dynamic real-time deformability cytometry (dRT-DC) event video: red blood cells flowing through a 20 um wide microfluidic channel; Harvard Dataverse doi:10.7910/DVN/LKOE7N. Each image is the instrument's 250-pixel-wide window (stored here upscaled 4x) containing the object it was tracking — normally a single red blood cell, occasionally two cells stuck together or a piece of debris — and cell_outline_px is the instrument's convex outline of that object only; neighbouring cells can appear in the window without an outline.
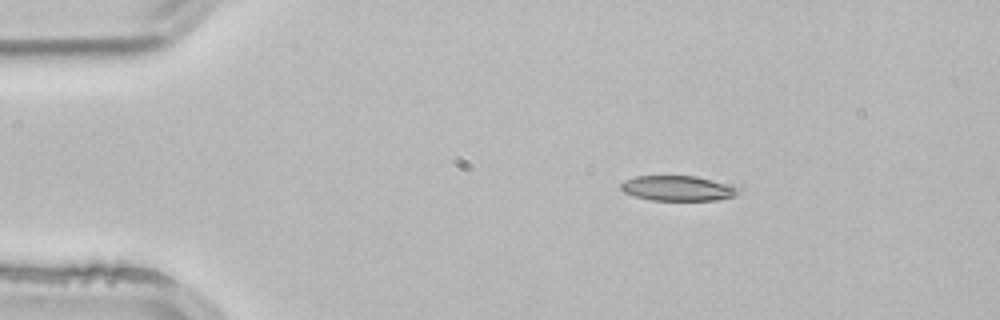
{"species": "common noctule bat (a hibernating species)", "species_latin": "Nyctalus noctula", "temperature_condition": "room temperature", "stored_images_in_passage": 44, "camera_frame_rate_fps": 3000, "um_per_image_px": 0.085, "animal": {"sex": "male", "body_mass_g": 21.5, "forearm_length_mm": 52.0}, "frame": {"image": 1, "passage_image": 1, "time_ms": 0.0, "image_size_px": [1000, 320], "cell_outline_px": [[740, 192], [736, 196], [716, 200], [652, 200], [636, 196], [624, 192], [620, 188], [620, 184], [624, 180], [636, 176], [696, 176], [740, 188]], "centroid_in_image_um": [57.6, 16.0], "position_along_channel_um": 27.4, "area_um2": 17.05}}
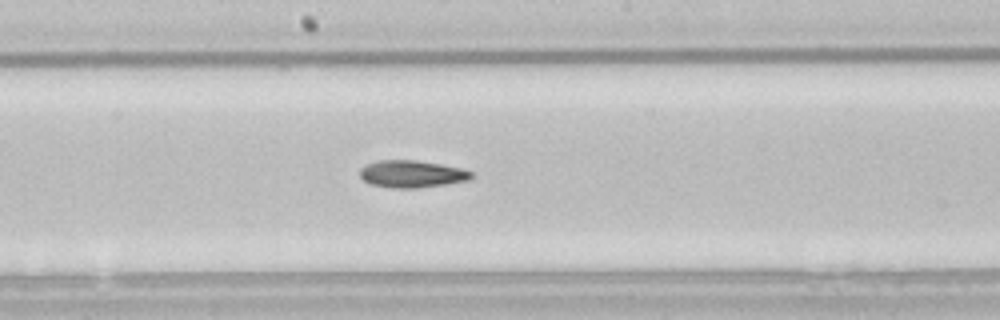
{"frame": {"image": 2, "passage_image": 20, "time_ms": 6.333, "image_size_px": [1000, 320], "cell_outline_px": [[472, 176], [468, 180], [448, 184], [420, 188], [392, 188], [372, 184], [364, 180], [360, 176], [360, 168], [368, 164], [380, 160], [416, 160], [440, 164], [460, 168], [472, 172]], "centroid_in_image_um": [35.01, 14.79], "position_along_channel_um": 213.2, "area_um2": 17.57}}
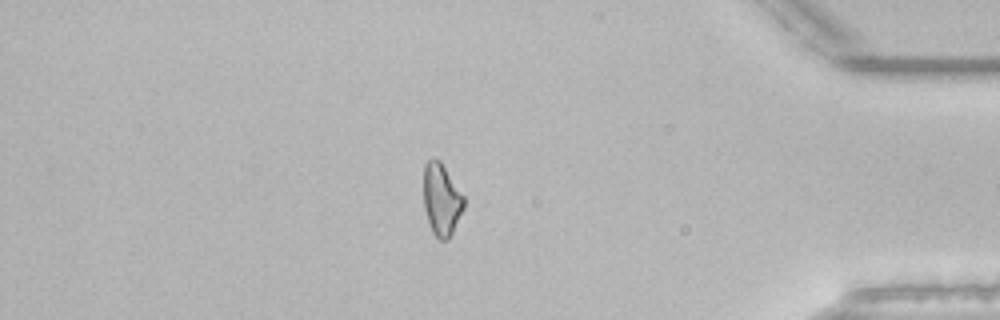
{"frame": {"image": 3, "passage_image": 37, "time_ms": 12.0, "image_size_px": [1000, 320], "cell_outline_px": [[464, 208], [452, 236], [448, 240], [440, 240], [432, 232], [424, 208], [424, 164], [432, 156], [440, 160], [464, 196]], "centroid_in_image_um": [37.53, 16.96], "position_along_channel_um": 397.7, "area_um2": 17.11}, "authors_computed_cell_mechanics": {"area_um2": 17.4267, "velocity_mm_per_s": 3.8835, "shape_relaxation_time_tau1_ms": 8.9536, "shape_relaxation_time_tau2_ms": null, "deformation_change_tau1": 0.1843, "deformation_change_tau2": null}}